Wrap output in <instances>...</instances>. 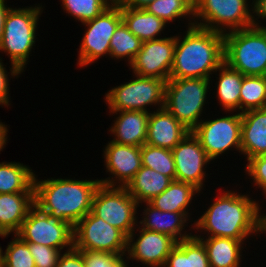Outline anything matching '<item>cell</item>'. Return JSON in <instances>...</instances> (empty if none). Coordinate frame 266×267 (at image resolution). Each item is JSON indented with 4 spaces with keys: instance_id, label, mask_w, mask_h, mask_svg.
<instances>
[{
    "instance_id": "1",
    "label": "cell",
    "mask_w": 266,
    "mask_h": 267,
    "mask_svg": "<svg viewBox=\"0 0 266 267\" xmlns=\"http://www.w3.org/2000/svg\"><path fill=\"white\" fill-rule=\"evenodd\" d=\"M194 224L208 237H225L244 241L251 233L266 231V216L259 215V206L248 195L227 191Z\"/></svg>"
},
{
    "instance_id": "2",
    "label": "cell",
    "mask_w": 266,
    "mask_h": 267,
    "mask_svg": "<svg viewBox=\"0 0 266 267\" xmlns=\"http://www.w3.org/2000/svg\"><path fill=\"white\" fill-rule=\"evenodd\" d=\"M189 24L183 40L176 36L169 78L209 79L224 62V34Z\"/></svg>"
},
{
    "instance_id": "3",
    "label": "cell",
    "mask_w": 266,
    "mask_h": 267,
    "mask_svg": "<svg viewBox=\"0 0 266 267\" xmlns=\"http://www.w3.org/2000/svg\"><path fill=\"white\" fill-rule=\"evenodd\" d=\"M100 180L48 179L34 177V204L73 227L89 212Z\"/></svg>"
},
{
    "instance_id": "4",
    "label": "cell",
    "mask_w": 266,
    "mask_h": 267,
    "mask_svg": "<svg viewBox=\"0 0 266 267\" xmlns=\"http://www.w3.org/2000/svg\"><path fill=\"white\" fill-rule=\"evenodd\" d=\"M224 62L244 76H266V31L250 26L224 33Z\"/></svg>"
},
{
    "instance_id": "5",
    "label": "cell",
    "mask_w": 266,
    "mask_h": 267,
    "mask_svg": "<svg viewBox=\"0 0 266 267\" xmlns=\"http://www.w3.org/2000/svg\"><path fill=\"white\" fill-rule=\"evenodd\" d=\"M42 7L10 9L8 12L0 50L9 54L11 75L18 76L26 67L32 46L35 44V32Z\"/></svg>"
},
{
    "instance_id": "6",
    "label": "cell",
    "mask_w": 266,
    "mask_h": 267,
    "mask_svg": "<svg viewBox=\"0 0 266 267\" xmlns=\"http://www.w3.org/2000/svg\"><path fill=\"white\" fill-rule=\"evenodd\" d=\"M114 180H100L93 195L91 213L121 230L128 237V242H133L139 204L126 187L116 186Z\"/></svg>"
},
{
    "instance_id": "7",
    "label": "cell",
    "mask_w": 266,
    "mask_h": 267,
    "mask_svg": "<svg viewBox=\"0 0 266 267\" xmlns=\"http://www.w3.org/2000/svg\"><path fill=\"white\" fill-rule=\"evenodd\" d=\"M209 81L203 78H169L166 82L164 108L190 131L201 122L199 118Z\"/></svg>"
},
{
    "instance_id": "8",
    "label": "cell",
    "mask_w": 266,
    "mask_h": 267,
    "mask_svg": "<svg viewBox=\"0 0 266 267\" xmlns=\"http://www.w3.org/2000/svg\"><path fill=\"white\" fill-rule=\"evenodd\" d=\"M112 88L105 100L112 113L119 111H143L148 112L147 105H160L164 108L166 80L153 77H141Z\"/></svg>"
},
{
    "instance_id": "9",
    "label": "cell",
    "mask_w": 266,
    "mask_h": 267,
    "mask_svg": "<svg viewBox=\"0 0 266 267\" xmlns=\"http://www.w3.org/2000/svg\"><path fill=\"white\" fill-rule=\"evenodd\" d=\"M128 237L91 212L73 227V247L77 250L125 255Z\"/></svg>"
},
{
    "instance_id": "10",
    "label": "cell",
    "mask_w": 266,
    "mask_h": 267,
    "mask_svg": "<svg viewBox=\"0 0 266 267\" xmlns=\"http://www.w3.org/2000/svg\"><path fill=\"white\" fill-rule=\"evenodd\" d=\"M246 2L247 0H194V18H203L201 21L205 22H195L194 25L223 34L226 33L224 26L232 31L253 26V15Z\"/></svg>"
},
{
    "instance_id": "11",
    "label": "cell",
    "mask_w": 266,
    "mask_h": 267,
    "mask_svg": "<svg viewBox=\"0 0 266 267\" xmlns=\"http://www.w3.org/2000/svg\"><path fill=\"white\" fill-rule=\"evenodd\" d=\"M15 235L26 243H37L60 250L68 246L73 248V226L41 211L35 204Z\"/></svg>"
},
{
    "instance_id": "12",
    "label": "cell",
    "mask_w": 266,
    "mask_h": 267,
    "mask_svg": "<svg viewBox=\"0 0 266 267\" xmlns=\"http://www.w3.org/2000/svg\"><path fill=\"white\" fill-rule=\"evenodd\" d=\"M121 22V6L113 1L100 15L83 23L88 28L79 48V66L93 63L104 54L110 55V39Z\"/></svg>"
},
{
    "instance_id": "13",
    "label": "cell",
    "mask_w": 266,
    "mask_h": 267,
    "mask_svg": "<svg viewBox=\"0 0 266 267\" xmlns=\"http://www.w3.org/2000/svg\"><path fill=\"white\" fill-rule=\"evenodd\" d=\"M241 112L216 120L202 121L192 130L211 160L230 147L241 151Z\"/></svg>"
},
{
    "instance_id": "14",
    "label": "cell",
    "mask_w": 266,
    "mask_h": 267,
    "mask_svg": "<svg viewBox=\"0 0 266 267\" xmlns=\"http://www.w3.org/2000/svg\"><path fill=\"white\" fill-rule=\"evenodd\" d=\"M176 37L148 40L130 63L135 75L168 80L174 62Z\"/></svg>"
},
{
    "instance_id": "15",
    "label": "cell",
    "mask_w": 266,
    "mask_h": 267,
    "mask_svg": "<svg viewBox=\"0 0 266 267\" xmlns=\"http://www.w3.org/2000/svg\"><path fill=\"white\" fill-rule=\"evenodd\" d=\"M175 180L194 185L201 191L205 173L203 167L211 161L198 138L188 133L173 149Z\"/></svg>"
},
{
    "instance_id": "16",
    "label": "cell",
    "mask_w": 266,
    "mask_h": 267,
    "mask_svg": "<svg viewBox=\"0 0 266 267\" xmlns=\"http://www.w3.org/2000/svg\"><path fill=\"white\" fill-rule=\"evenodd\" d=\"M136 242H128L129 258L151 267H163L166 258L177 245L169 235L141 228Z\"/></svg>"
},
{
    "instance_id": "17",
    "label": "cell",
    "mask_w": 266,
    "mask_h": 267,
    "mask_svg": "<svg viewBox=\"0 0 266 267\" xmlns=\"http://www.w3.org/2000/svg\"><path fill=\"white\" fill-rule=\"evenodd\" d=\"M191 131L165 108L149 113L146 144L173 149Z\"/></svg>"
},
{
    "instance_id": "18",
    "label": "cell",
    "mask_w": 266,
    "mask_h": 267,
    "mask_svg": "<svg viewBox=\"0 0 266 267\" xmlns=\"http://www.w3.org/2000/svg\"><path fill=\"white\" fill-rule=\"evenodd\" d=\"M106 170L117 178L118 186L126 187L142 167L141 147L110 141L104 151ZM121 184V185H120Z\"/></svg>"
},
{
    "instance_id": "19",
    "label": "cell",
    "mask_w": 266,
    "mask_h": 267,
    "mask_svg": "<svg viewBox=\"0 0 266 267\" xmlns=\"http://www.w3.org/2000/svg\"><path fill=\"white\" fill-rule=\"evenodd\" d=\"M241 152L247 161L266 155V108L241 113Z\"/></svg>"
},
{
    "instance_id": "20",
    "label": "cell",
    "mask_w": 266,
    "mask_h": 267,
    "mask_svg": "<svg viewBox=\"0 0 266 267\" xmlns=\"http://www.w3.org/2000/svg\"><path fill=\"white\" fill-rule=\"evenodd\" d=\"M34 206V192L0 194V236L16 234Z\"/></svg>"
},
{
    "instance_id": "21",
    "label": "cell",
    "mask_w": 266,
    "mask_h": 267,
    "mask_svg": "<svg viewBox=\"0 0 266 267\" xmlns=\"http://www.w3.org/2000/svg\"><path fill=\"white\" fill-rule=\"evenodd\" d=\"M120 116L110 128L113 142L141 147L146 144L149 112L119 111Z\"/></svg>"
},
{
    "instance_id": "22",
    "label": "cell",
    "mask_w": 266,
    "mask_h": 267,
    "mask_svg": "<svg viewBox=\"0 0 266 267\" xmlns=\"http://www.w3.org/2000/svg\"><path fill=\"white\" fill-rule=\"evenodd\" d=\"M146 206L147 209L143 212L144 220L140 221L143 229L169 235L177 242L193 236L181 233L185 226L184 223H187L188 213L161 211L152 206L149 202H146Z\"/></svg>"
},
{
    "instance_id": "23",
    "label": "cell",
    "mask_w": 266,
    "mask_h": 267,
    "mask_svg": "<svg viewBox=\"0 0 266 267\" xmlns=\"http://www.w3.org/2000/svg\"><path fill=\"white\" fill-rule=\"evenodd\" d=\"M172 181L170 177L142 166L126 188L138 204L146 203L161 194Z\"/></svg>"
},
{
    "instance_id": "24",
    "label": "cell",
    "mask_w": 266,
    "mask_h": 267,
    "mask_svg": "<svg viewBox=\"0 0 266 267\" xmlns=\"http://www.w3.org/2000/svg\"><path fill=\"white\" fill-rule=\"evenodd\" d=\"M194 236L204 244L210 267L240 266L242 241L225 237H208L204 240L201 236Z\"/></svg>"
},
{
    "instance_id": "25",
    "label": "cell",
    "mask_w": 266,
    "mask_h": 267,
    "mask_svg": "<svg viewBox=\"0 0 266 267\" xmlns=\"http://www.w3.org/2000/svg\"><path fill=\"white\" fill-rule=\"evenodd\" d=\"M122 21L141 41L159 39V33L165 28V22L143 9L121 6Z\"/></svg>"
},
{
    "instance_id": "26",
    "label": "cell",
    "mask_w": 266,
    "mask_h": 267,
    "mask_svg": "<svg viewBox=\"0 0 266 267\" xmlns=\"http://www.w3.org/2000/svg\"><path fill=\"white\" fill-rule=\"evenodd\" d=\"M163 267H210L204 244L195 236L177 242Z\"/></svg>"
},
{
    "instance_id": "27",
    "label": "cell",
    "mask_w": 266,
    "mask_h": 267,
    "mask_svg": "<svg viewBox=\"0 0 266 267\" xmlns=\"http://www.w3.org/2000/svg\"><path fill=\"white\" fill-rule=\"evenodd\" d=\"M198 192L200 190L192 184L173 180L161 194L155 196L149 203L161 211L188 213L186 207L193 195Z\"/></svg>"
},
{
    "instance_id": "28",
    "label": "cell",
    "mask_w": 266,
    "mask_h": 267,
    "mask_svg": "<svg viewBox=\"0 0 266 267\" xmlns=\"http://www.w3.org/2000/svg\"><path fill=\"white\" fill-rule=\"evenodd\" d=\"M35 176L30 168L21 163H0V194L34 192Z\"/></svg>"
},
{
    "instance_id": "29",
    "label": "cell",
    "mask_w": 266,
    "mask_h": 267,
    "mask_svg": "<svg viewBox=\"0 0 266 267\" xmlns=\"http://www.w3.org/2000/svg\"><path fill=\"white\" fill-rule=\"evenodd\" d=\"M217 94L223 109L233 111L240 109V93L243 76L238 70L223 62L219 68Z\"/></svg>"
},
{
    "instance_id": "30",
    "label": "cell",
    "mask_w": 266,
    "mask_h": 267,
    "mask_svg": "<svg viewBox=\"0 0 266 267\" xmlns=\"http://www.w3.org/2000/svg\"><path fill=\"white\" fill-rule=\"evenodd\" d=\"M266 108V76H243L240 93L241 113Z\"/></svg>"
},
{
    "instance_id": "31",
    "label": "cell",
    "mask_w": 266,
    "mask_h": 267,
    "mask_svg": "<svg viewBox=\"0 0 266 267\" xmlns=\"http://www.w3.org/2000/svg\"><path fill=\"white\" fill-rule=\"evenodd\" d=\"M142 43L122 21L110 39L109 56L117 59L127 57L130 64L140 51Z\"/></svg>"
},
{
    "instance_id": "32",
    "label": "cell",
    "mask_w": 266,
    "mask_h": 267,
    "mask_svg": "<svg viewBox=\"0 0 266 267\" xmlns=\"http://www.w3.org/2000/svg\"><path fill=\"white\" fill-rule=\"evenodd\" d=\"M142 166H146L175 180V164L171 149L144 144L141 146Z\"/></svg>"
},
{
    "instance_id": "33",
    "label": "cell",
    "mask_w": 266,
    "mask_h": 267,
    "mask_svg": "<svg viewBox=\"0 0 266 267\" xmlns=\"http://www.w3.org/2000/svg\"><path fill=\"white\" fill-rule=\"evenodd\" d=\"M144 9L168 23L183 16L194 17V0H155Z\"/></svg>"
},
{
    "instance_id": "34",
    "label": "cell",
    "mask_w": 266,
    "mask_h": 267,
    "mask_svg": "<svg viewBox=\"0 0 266 267\" xmlns=\"http://www.w3.org/2000/svg\"><path fill=\"white\" fill-rule=\"evenodd\" d=\"M113 1L115 0H62V4L66 13L85 23L100 15Z\"/></svg>"
},
{
    "instance_id": "35",
    "label": "cell",
    "mask_w": 266,
    "mask_h": 267,
    "mask_svg": "<svg viewBox=\"0 0 266 267\" xmlns=\"http://www.w3.org/2000/svg\"><path fill=\"white\" fill-rule=\"evenodd\" d=\"M16 236V237H15ZM14 236L2 255L4 267H35L34 258L32 257L29 246L22 241L17 235Z\"/></svg>"
},
{
    "instance_id": "36",
    "label": "cell",
    "mask_w": 266,
    "mask_h": 267,
    "mask_svg": "<svg viewBox=\"0 0 266 267\" xmlns=\"http://www.w3.org/2000/svg\"><path fill=\"white\" fill-rule=\"evenodd\" d=\"M85 267H128L124 255H114L108 252L80 250Z\"/></svg>"
},
{
    "instance_id": "37",
    "label": "cell",
    "mask_w": 266,
    "mask_h": 267,
    "mask_svg": "<svg viewBox=\"0 0 266 267\" xmlns=\"http://www.w3.org/2000/svg\"><path fill=\"white\" fill-rule=\"evenodd\" d=\"M34 258L35 267H57L61 255L60 249L51 248L37 243H27Z\"/></svg>"
},
{
    "instance_id": "38",
    "label": "cell",
    "mask_w": 266,
    "mask_h": 267,
    "mask_svg": "<svg viewBox=\"0 0 266 267\" xmlns=\"http://www.w3.org/2000/svg\"><path fill=\"white\" fill-rule=\"evenodd\" d=\"M246 171L254 179V183L261 187L266 195V155L249 159Z\"/></svg>"
},
{
    "instance_id": "39",
    "label": "cell",
    "mask_w": 266,
    "mask_h": 267,
    "mask_svg": "<svg viewBox=\"0 0 266 267\" xmlns=\"http://www.w3.org/2000/svg\"><path fill=\"white\" fill-rule=\"evenodd\" d=\"M57 267H85L81 251L74 247L68 248L67 252L59 257Z\"/></svg>"
},
{
    "instance_id": "40",
    "label": "cell",
    "mask_w": 266,
    "mask_h": 267,
    "mask_svg": "<svg viewBox=\"0 0 266 267\" xmlns=\"http://www.w3.org/2000/svg\"><path fill=\"white\" fill-rule=\"evenodd\" d=\"M0 59V104L9 105L8 93V74Z\"/></svg>"
},
{
    "instance_id": "41",
    "label": "cell",
    "mask_w": 266,
    "mask_h": 267,
    "mask_svg": "<svg viewBox=\"0 0 266 267\" xmlns=\"http://www.w3.org/2000/svg\"><path fill=\"white\" fill-rule=\"evenodd\" d=\"M120 6L130 7L133 9H143L149 3L155 0H115Z\"/></svg>"
},
{
    "instance_id": "42",
    "label": "cell",
    "mask_w": 266,
    "mask_h": 267,
    "mask_svg": "<svg viewBox=\"0 0 266 267\" xmlns=\"http://www.w3.org/2000/svg\"><path fill=\"white\" fill-rule=\"evenodd\" d=\"M253 3V13H256L258 18L266 19V0H256L255 2L253 1L252 4Z\"/></svg>"
},
{
    "instance_id": "43",
    "label": "cell",
    "mask_w": 266,
    "mask_h": 267,
    "mask_svg": "<svg viewBox=\"0 0 266 267\" xmlns=\"http://www.w3.org/2000/svg\"><path fill=\"white\" fill-rule=\"evenodd\" d=\"M10 9L11 8H9V7L7 8V6L5 5V1L0 0V42H1L2 37H3L5 19H6L8 12L10 11Z\"/></svg>"
},
{
    "instance_id": "44",
    "label": "cell",
    "mask_w": 266,
    "mask_h": 267,
    "mask_svg": "<svg viewBox=\"0 0 266 267\" xmlns=\"http://www.w3.org/2000/svg\"><path fill=\"white\" fill-rule=\"evenodd\" d=\"M7 126L0 122V151L4 148L7 142Z\"/></svg>"
},
{
    "instance_id": "45",
    "label": "cell",
    "mask_w": 266,
    "mask_h": 267,
    "mask_svg": "<svg viewBox=\"0 0 266 267\" xmlns=\"http://www.w3.org/2000/svg\"><path fill=\"white\" fill-rule=\"evenodd\" d=\"M254 18H255V17H254V15H253V25L256 26V27L264 28L265 31H266V27H264V26L261 27L258 23H256V21H255Z\"/></svg>"
},
{
    "instance_id": "46",
    "label": "cell",
    "mask_w": 266,
    "mask_h": 267,
    "mask_svg": "<svg viewBox=\"0 0 266 267\" xmlns=\"http://www.w3.org/2000/svg\"><path fill=\"white\" fill-rule=\"evenodd\" d=\"M2 249H1V247H0V266L3 264V258H2Z\"/></svg>"
}]
</instances>
